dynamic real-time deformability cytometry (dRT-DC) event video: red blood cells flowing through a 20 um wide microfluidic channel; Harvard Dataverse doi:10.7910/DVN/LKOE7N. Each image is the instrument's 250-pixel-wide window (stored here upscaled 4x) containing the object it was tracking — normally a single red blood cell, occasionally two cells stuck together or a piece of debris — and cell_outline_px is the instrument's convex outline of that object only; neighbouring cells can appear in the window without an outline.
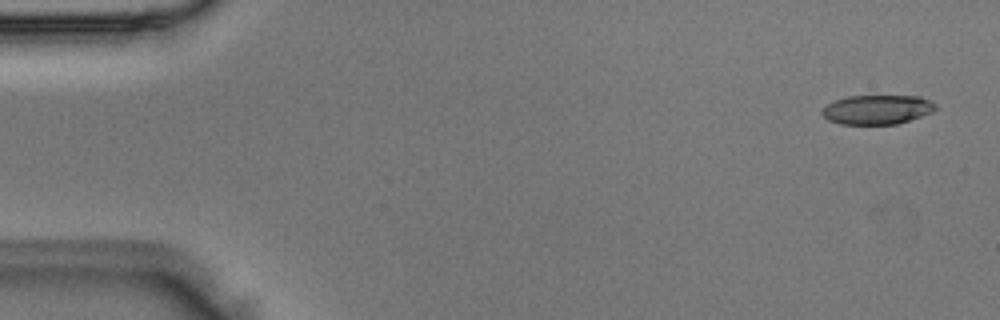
{"species": "Egyptian fruit bat (a non-hibernating species)", "species_latin": "Rousettus aegyptiacus", "temperature_condition": "room temperature", "stored_images_in_passage": 49, "camera_frame_rate_fps": 3000, "um_per_image_px": 0.085, "animal": {"sex": "male"}, "frame": {"image": 1, "passage_image": 1, "time_ms": 0.0, "image_size_px": [1000, 320], "cell_outline_px": [[936, 108], [932, 112], [896, 124], [840, 124], [828, 120], [820, 112], [828, 104], [836, 100], [848, 96], [920, 96], [936, 104]], "centroid_in_image_um": [74.55, 9.31], "position_along_channel_um": 10.5, "area_um2": 19.19}}
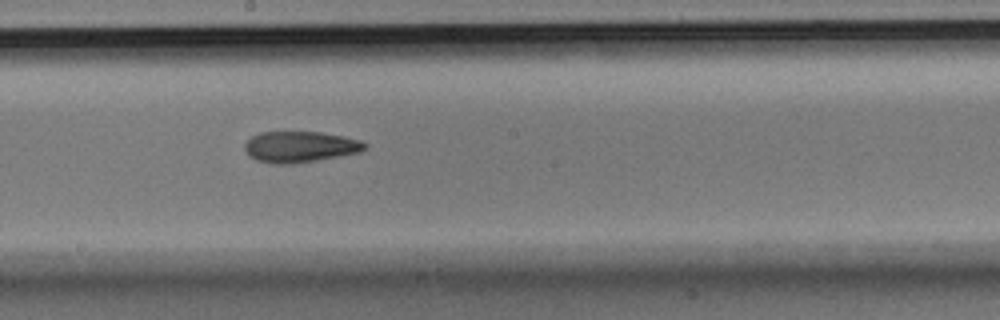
{"frame": {"image": 2, "passage_image": 26, "time_ms": 8.333, "image_size_px": [1000, 320], "cell_outline_px": [[368, 144], [360, 152], [316, 160], [292, 164], [272, 164], [256, 160], [248, 156], [244, 148], [244, 144], [252, 136], [260, 132], [320, 132], [344, 136], [360, 140]], "centroid_in_image_um": [25.47, 12.48], "position_along_channel_um": 222.7, "area_um2": 21.73}}
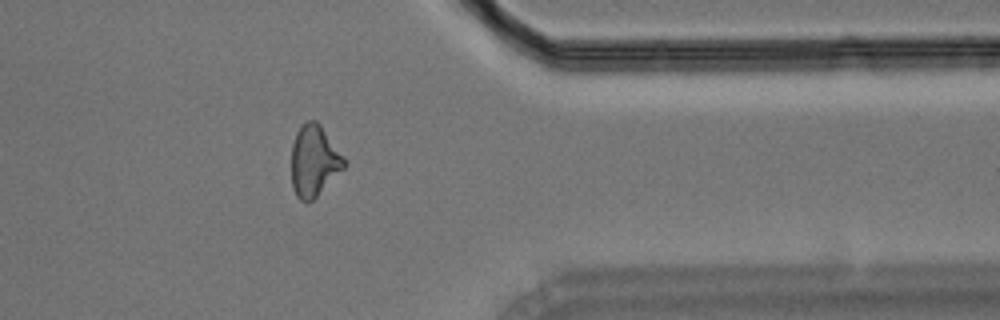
{"frame": {"image": 3, "passage_image": 39, "time_ms": 12.667, "image_size_px": [1000, 320], "cell_outline_px": [[344, 168], [308, 204], [300, 200], [296, 196], [292, 184], [292, 144], [296, 132], [308, 120], [316, 120], [320, 124], [344, 160]], "centroid_in_image_um": [26.65, 13.7], "position_along_channel_um": 384.7, "area_um2": 21.27}}